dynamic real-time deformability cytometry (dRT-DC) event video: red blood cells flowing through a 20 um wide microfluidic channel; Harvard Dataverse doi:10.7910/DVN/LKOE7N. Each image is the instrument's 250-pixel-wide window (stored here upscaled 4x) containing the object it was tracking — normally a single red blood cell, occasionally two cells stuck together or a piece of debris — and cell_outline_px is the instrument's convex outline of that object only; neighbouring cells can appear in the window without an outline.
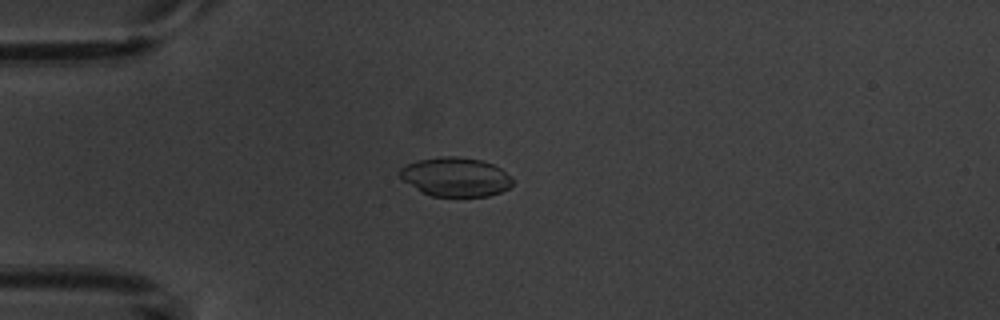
{"species": "common noctule bat (a hibernating species)", "species_latin": "Nyctalus noctula", "temperature_condition": "warm", "stored_images_in_passage": 5, "camera_frame_rate_fps": 3000, "um_per_image_px": 0.085, "animal": {"sex": "male", "body_mass_g": 20.1, "forearm_length_mm": 53.5}, "frame": {"image": 1, "passage_image": 4, "time_ms": 3.667, "image_size_px": [1000, 320], "cell_outline_px": [[512, 184], [508, 188], [500, 192], [488, 196], [432, 196], [420, 192], [404, 180], [396, 172], [400, 168], [416, 160], [440, 156], [456, 156], [480, 160], [492, 164], [500, 168], [512, 176]], "centroid_in_image_um": [38.7, 15.03], "position_along_channel_um": 46.3, "area_um2": 25.72}}